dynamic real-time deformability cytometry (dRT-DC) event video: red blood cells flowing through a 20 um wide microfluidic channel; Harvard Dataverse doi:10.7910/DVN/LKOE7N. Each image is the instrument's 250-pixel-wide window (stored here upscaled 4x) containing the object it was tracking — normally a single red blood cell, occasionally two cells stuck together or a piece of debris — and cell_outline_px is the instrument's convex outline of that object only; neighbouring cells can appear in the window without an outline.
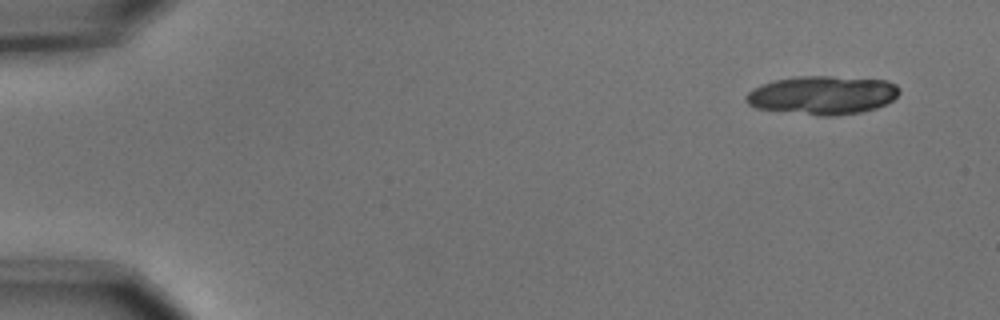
{"species": "common noctule bat (a hibernating species)", "species_latin": "Nyctalus noctula", "temperature_condition": "cold", "stored_images_in_passage": 5, "camera_frame_rate_fps": 3000, "um_per_image_px": 0.085, "animal": {"sex": "male", "body_mass_g": 15.6}, "frame": {"image": 1, "passage_image": 1, "time_ms": 0.0, "image_size_px": [1000, 320], "cell_outline_px": [[900, 92], [892, 100], [876, 108], [860, 112], [832, 116], [820, 116], [756, 108], [748, 104], [744, 100], [744, 96], [752, 88], [760, 84], [772, 80], [800, 76], [832, 76], [888, 80], [896, 84], [900, 88]], "centroid_in_image_um": [69.88, 8.08], "position_along_channel_um": 15.1, "area_um2": 34.74}}